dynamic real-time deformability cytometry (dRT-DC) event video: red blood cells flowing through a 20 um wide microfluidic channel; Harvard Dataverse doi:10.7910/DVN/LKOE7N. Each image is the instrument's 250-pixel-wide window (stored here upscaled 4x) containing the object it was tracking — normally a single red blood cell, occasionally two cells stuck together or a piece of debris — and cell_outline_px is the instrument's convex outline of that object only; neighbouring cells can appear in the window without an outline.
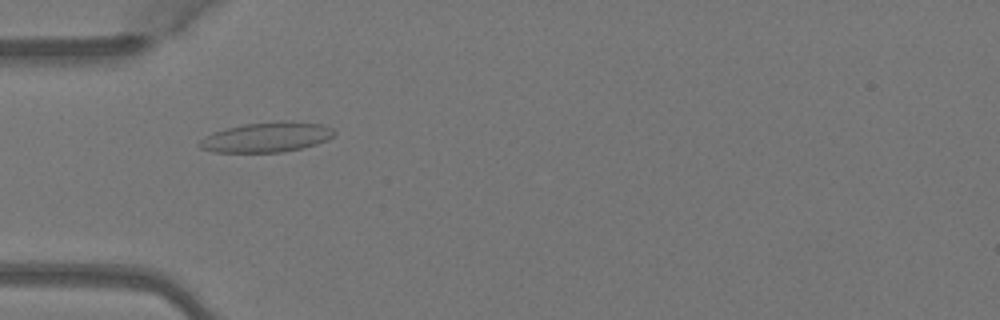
{"species": "Egyptian fruit bat (a non-hibernating species)", "species_latin": "Rousettus aegyptiacus", "temperature_condition": "warm", "stored_images_in_passage": 5, "camera_frame_rate_fps": 3000, "um_per_image_px": 0.085, "animal": {"sex": "female"}, "frame": {"image": 1, "passage_image": 4, "time_ms": 1.0, "image_size_px": [1000, 320], "cell_outline_px": [[336, 132], [328, 140], [316, 144], [300, 148], [280, 152], [212, 152], [200, 148], [196, 144], [204, 136], [212, 132], [244, 124], [292, 120], [320, 124], [332, 128]], "centroid_in_image_um": [22.64, 11.66], "position_along_channel_um": 62.4, "area_um2": 23.52}}
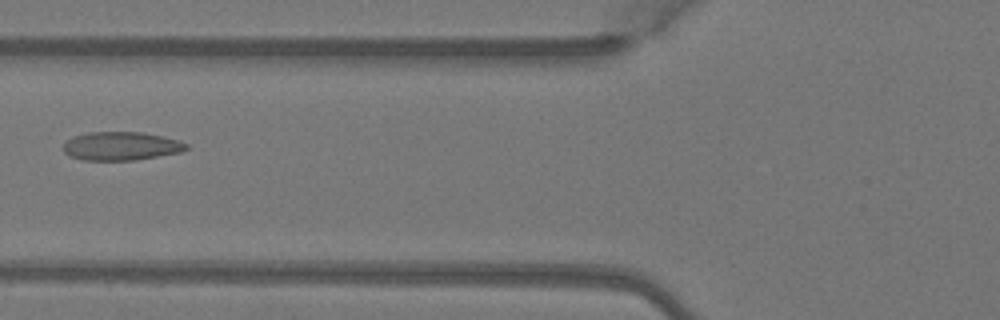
{"frame": {"image": 2, "passage_image": 5, "time_ms": 1.333, "image_size_px": [1000, 320], "cell_outline_px": [[188, 148], [180, 152], [136, 160], [80, 160], [68, 156], [64, 152], [64, 144], [72, 136], [88, 132], [144, 132], [176, 140], [188, 144]], "centroid_in_image_um": [10.25, 12.42], "position_along_channel_um": 115.6, "area_um2": 20.4}}